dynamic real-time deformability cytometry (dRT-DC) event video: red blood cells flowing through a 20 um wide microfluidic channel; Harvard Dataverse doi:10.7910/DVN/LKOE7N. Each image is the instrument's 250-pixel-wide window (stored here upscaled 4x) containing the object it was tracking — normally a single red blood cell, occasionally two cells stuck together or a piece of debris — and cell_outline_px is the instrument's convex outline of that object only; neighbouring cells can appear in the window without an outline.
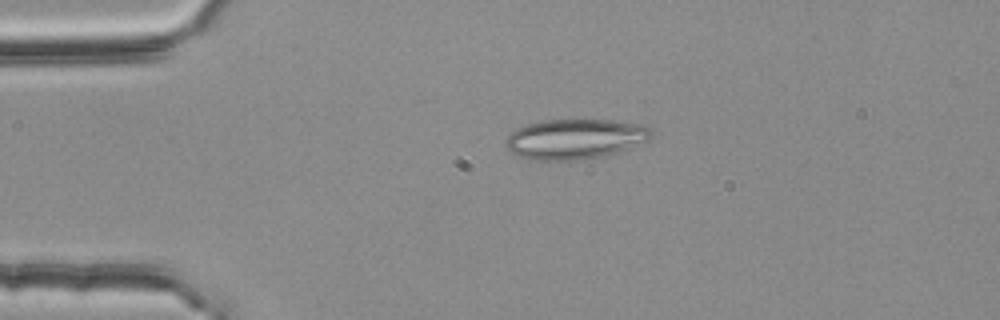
{"species": "common noctule bat (a hibernating species)", "species_latin": "Nyctalus noctula", "temperature_condition": "room temperature", "stored_images_in_passage": 45, "camera_frame_rate_fps": 3000, "um_per_image_px": 0.085, "animal": {"sex": "female", "body_mass_g": 25.1}, "frame": {"image": 1, "passage_image": 3, "time_ms": 0.667, "image_size_px": [1000, 320], "cell_outline_px": [[652, 136], [648, 140], [600, 156], [584, 160], [536, 160], [520, 156], [512, 152], [504, 144], [508, 136], [516, 128], [528, 124], [544, 120], [612, 120], [644, 124], [652, 128]], "centroid_in_image_um": [48.87, 11.8], "position_along_channel_um": 36.1, "area_um2": 33.64}}
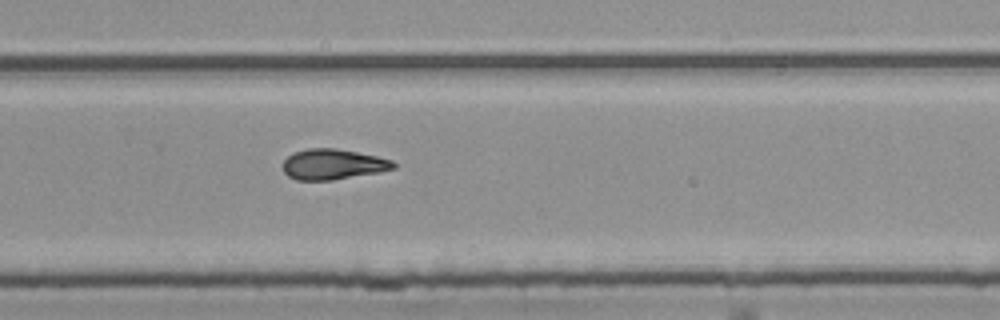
{"frame": {"image": 2, "passage_image": 27, "time_ms": 8.667, "image_size_px": [1000, 320], "cell_outline_px": [[396, 168], [380, 172], [332, 180], [296, 180], [288, 176], [284, 172], [284, 160], [292, 152], [308, 148], [336, 148], [376, 156], [392, 160], [396, 164]], "centroid_in_image_um": [28.3, 13.96], "position_along_channel_um": 301.5, "area_um2": 19.65}}
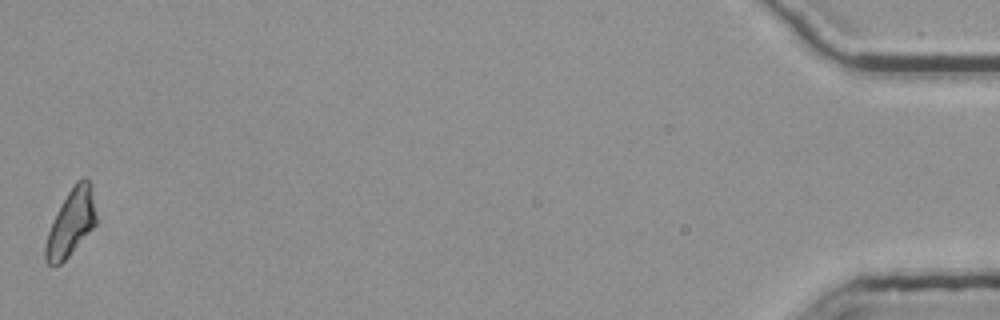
{"frame": {"image": 3, "passage_image": 45, "time_ms": 14.667, "image_size_px": [1000, 320], "cell_outline_px": [[96, 224], [68, 256], [60, 264], [48, 264], [44, 260], [44, 244], [52, 220], [56, 212], [68, 192], [76, 180], [84, 176], [88, 180], [96, 216]], "centroid_in_image_um": [5.98, 18.95], "position_along_channel_um": 429.2, "area_um2": 19.25}, "authors_computed_cell_mechanics": {"area_um2": 19.652, "velocity_mm_per_s": 3.7839, "shape_relaxation_time_tau1_ms": null, "shape_relaxation_time_tau2_ms": 3.9733, "deformation_change_tau1": null, "deformation_change_tau2": 0.1289}}